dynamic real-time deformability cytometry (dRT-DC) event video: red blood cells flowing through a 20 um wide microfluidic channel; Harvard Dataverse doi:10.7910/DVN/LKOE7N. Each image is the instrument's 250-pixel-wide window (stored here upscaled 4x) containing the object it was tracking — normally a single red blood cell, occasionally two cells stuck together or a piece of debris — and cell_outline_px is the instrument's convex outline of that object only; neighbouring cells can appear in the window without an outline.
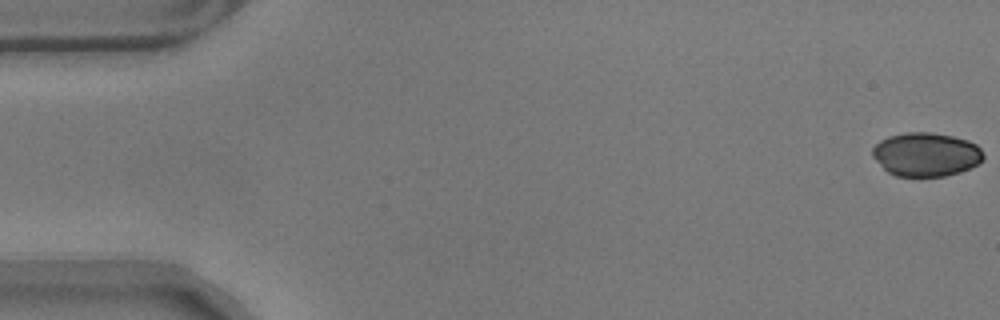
{"species": "common noctule bat (a hibernating species)", "species_latin": "Nyctalus noctula", "temperature_condition": "warm", "stored_images_in_passage": 57, "camera_frame_rate_fps": 3000, "um_per_image_px": 0.085, "animal": {"sex": "male", "body_mass_g": 17.9}, "frame": {"image": 1, "passage_image": 1, "time_ms": 0.0, "image_size_px": [1000, 320], "cell_outline_px": [[984, 156], [976, 164], [960, 172], [944, 176], [896, 176], [888, 172], [872, 156], [872, 148], [880, 140], [888, 136], [908, 132], [932, 132], [952, 136], [968, 140], [976, 144], [980, 148]], "centroid_in_image_um": [78.69, 13.11], "position_along_channel_um": 6.3, "area_um2": 28.15}}
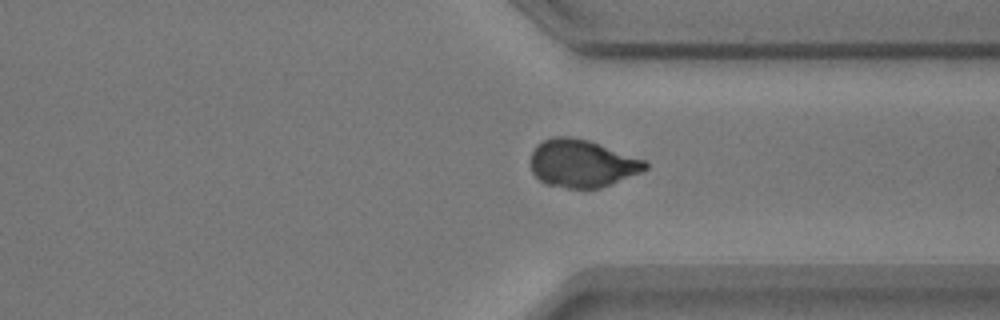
{"frame": {"image": 2, "passage_image": 43, "time_ms": 14.0, "image_size_px": [1000, 320], "cell_outline_px": [[648, 168], [640, 172], [600, 188], [568, 188], [544, 184], [532, 172], [532, 152], [536, 144], [552, 136], [568, 136], [588, 140], [644, 160], [648, 164]], "centroid_in_image_um": [49.44, 13.89], "position_along_channel_um": 362.0, "area_um2": 31.5}}
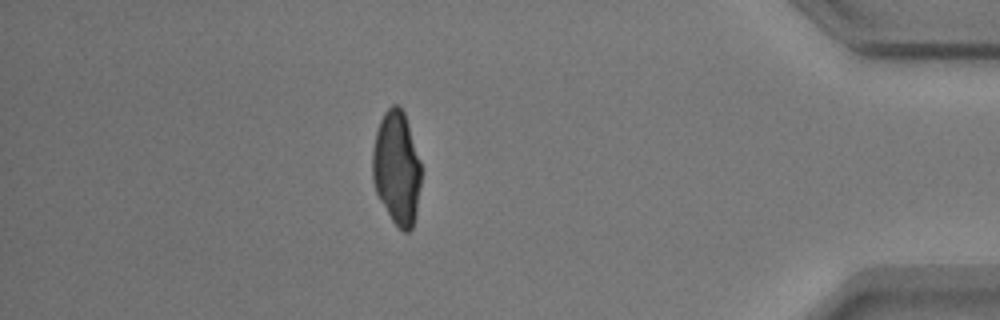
{"frame": {"image": 3, "passage_image": 50, "time_ms": 16.333, "image_size_px": [1000, 320], "cell_outline_px": [[420, 184], [416, 216], [412, 228], [408, 232], [404, 232], [392, 220], [380, 200], [376, 192], [372, 180], [372, 148], [376, 132], [380, 120], [384, 112], [392, 104], [396, 104], [404, 112], [420, 160]], "centroid_in_image_um": [33.7, 14.28], "position_along_channel_um": 401.5, "area_um2": 32.14}}